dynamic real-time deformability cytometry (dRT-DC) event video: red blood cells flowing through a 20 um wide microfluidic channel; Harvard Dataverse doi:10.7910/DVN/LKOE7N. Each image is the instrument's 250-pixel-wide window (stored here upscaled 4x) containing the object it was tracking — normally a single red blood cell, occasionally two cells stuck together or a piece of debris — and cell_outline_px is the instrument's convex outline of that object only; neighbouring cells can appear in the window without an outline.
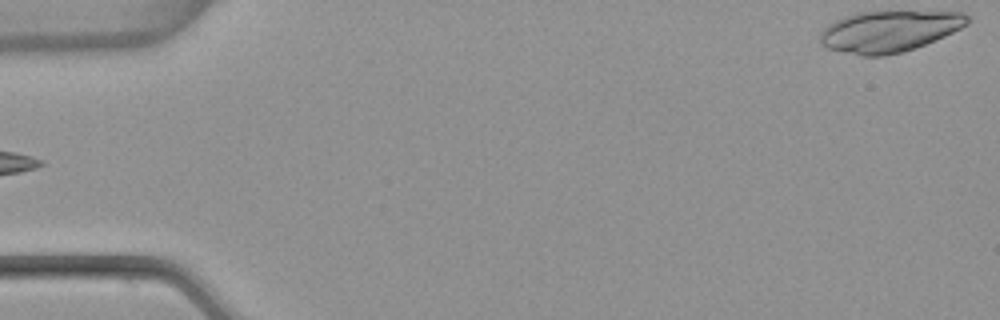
{"species": "common noctule bat (a hibernating species)", "species_latin": "Nyctalus noctula", "temperature_condition": "warm", "stored_images_in_passage": 5, "segment_of_instrument_passage": [2, 2], "camera_frame_rate_fps": 3000, "um_per_image_px": 0.085, "animal": {"sex": "female", "body_mass_g": 22.7, "forearm_length_mm": 54.2}, "frame": {"image": 1, "passage_image": 5, "time_ms": 1.333, "image_size_px": [1000, 320], "cell_outline_px": [[972, 20], [968, 24], [936, 40], [916, 48], [884, 56], [860, 56], [828, 48], [820, 44], [820, 32], [828, 24], [844, 16], [860, 12], [964, 12]], "centroid_in_image_um": [75.57, 2.67], "position_along_channel_um": 9.4, "area_um2": 35.32}}